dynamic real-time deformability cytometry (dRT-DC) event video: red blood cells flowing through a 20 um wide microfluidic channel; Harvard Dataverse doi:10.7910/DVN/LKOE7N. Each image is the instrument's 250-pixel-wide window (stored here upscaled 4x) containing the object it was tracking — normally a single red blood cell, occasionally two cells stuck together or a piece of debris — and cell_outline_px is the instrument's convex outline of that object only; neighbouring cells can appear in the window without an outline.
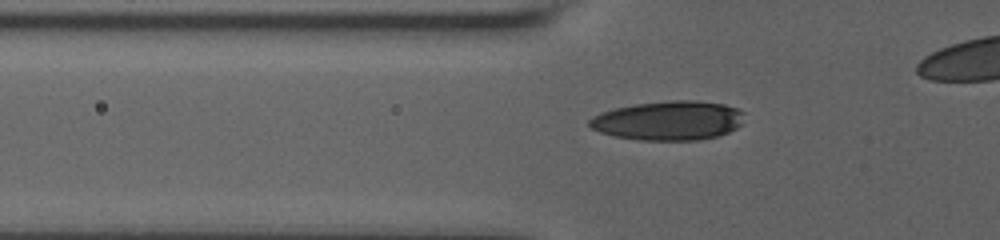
{"species": "human", "species_latin": "Homo sapiens", "temperature_condition": "room temperature", "stored_images_in_passage": 40, "camera_frame_rate_fps": 3000, "um_per_image_px": 0.085, "donor": {"sex": "male"}, "frame": {"image": 1, "passage_image": 6, "time_ms": 1.333, "image_size_px": [1000, 240], "cell_outline_px": [[744, 112], [740, 124], [736, 128], [728, 132], [716, 136], [700, 140], [640, 140], [612, 136], [600, 132], [592, 128], [588, 124], [588, 120], [592, 116], [600, 112], [616, 108], [636, 104], [668, 100], [696, 100], [724, 104], [736, 108]], "centroid_in_image_um": [56.8, 10.25], "position_along_channel_um": 69.0, "area_um2": 35.49}}
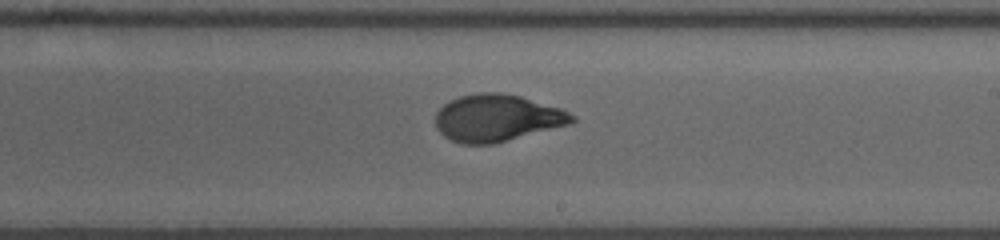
{"frame": {"image": 2, "passage_image": 26, "time_ms": 6.333, "image_size_px": [1000, 240], "cell_outline_px": [[576, 120], [568, 124], [492, 144], [460, 144], [444, 136], [436, 128], [436, 112], [448, 100], [460, 96], [480, 92], [500, 92], [520, 96], [560, 108], [576, 116]], "centroid_in_image_um": [42.2, 10.02], "position_along_channel_um": 246.8, "area_um2": 37.17}}
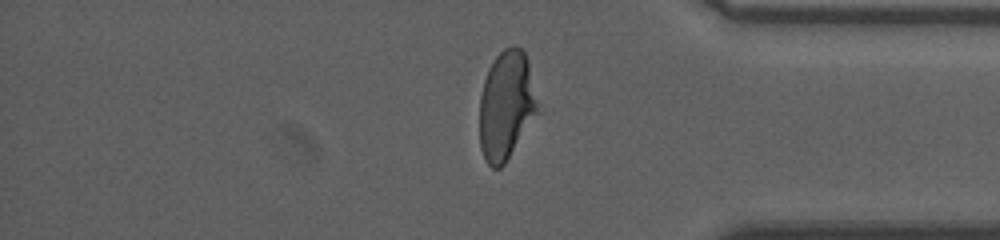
{"frame": {"image": 3, "passage_image": 37, "time_ms": 10.667, "image_size_px": [1000, 240], "cell_outline_px": [[536, 112], [504, 164], [500, 168], [492, 168], [484, 160], [480, 148], [480, 96], [484, 80], [488, 68], [496, 56], [504, 48], [512, 44], [516, 44], [524, 52], [528, 60], [536, 104]], "centroid_in_image_um": [42.97, 8.92], "position_along_channel_um": 392.2, "area_um2": 36.01}, "authors_computed_cell_mechanics": {"area_um2": 36.7608, "velocity_mm_per_s": 3.6309, "shape_relaxation_time_tau1_ms": 3.6674, "shape_relaxation_time_tau2_ms": 0.9405, "deformation_change_tau1": 0.1761, "deformation_change_tau2": 0.0588}}